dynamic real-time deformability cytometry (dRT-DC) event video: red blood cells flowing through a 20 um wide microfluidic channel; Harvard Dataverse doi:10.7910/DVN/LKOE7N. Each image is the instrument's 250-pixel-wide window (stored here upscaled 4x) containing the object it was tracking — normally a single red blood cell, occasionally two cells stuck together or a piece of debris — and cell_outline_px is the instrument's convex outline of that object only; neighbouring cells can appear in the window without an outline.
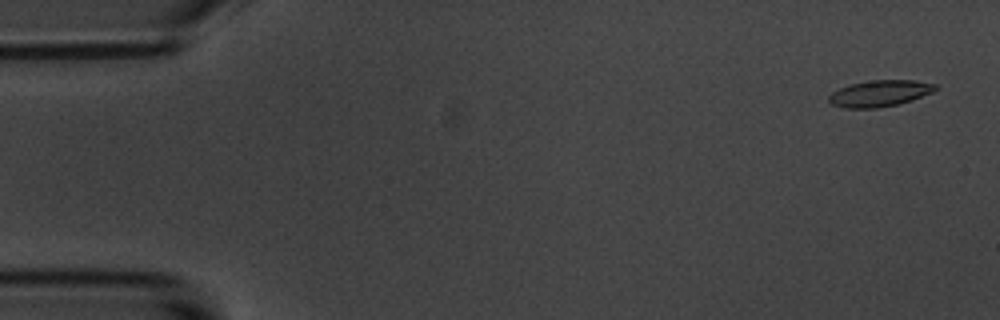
{"species": "common noctule bat (a hibernating species)", "species_latin": "Nyctalus noctula", "temperature_condition": "room temperature", "stored_images_in_passage": 56, "camera_frame_rate_fps": 3000, "um_per_image_px": 0.085, "animal": {"sex": "male", "body_mass_g": 20.1, "forearm_length_mm": 53.5}, "frame": {"image": 1, "passage_image": 3, "time_ms": 0.667, "image_size_px": [1000, 320], "cell_outline_px": [[936, 88], [932, 92], [912, 100], [900, 104], [876, 108], [844, 108], [832, 104], [828, 100], [828, 96], [832, 92], [848, 84], [872, 80], [912, 80], [936, 84]], "centroid_in_image_um": [74.74, 7.94], "position_along_channel_um": 10.3, "area_um2": 16.36}}
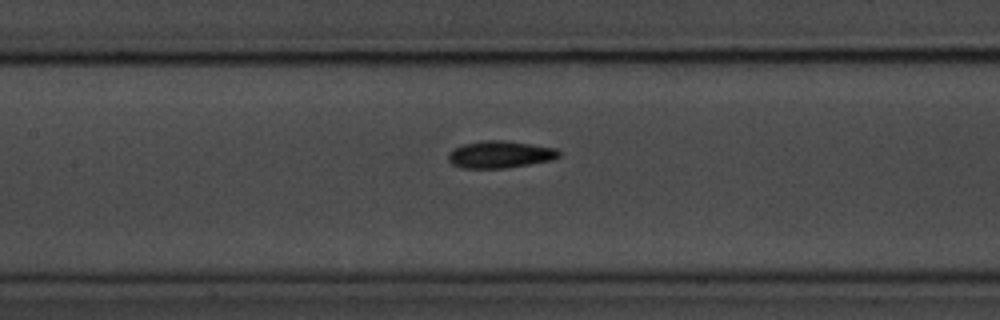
{"frame": {"image": 2, "passage_image": 26, "time_ms": 8.333, "image_size_px": [1000, 320], "cell_outline_px": [[560, 156], [552, 160], [504, 168], [460, 168], [452, 164], [448, 160], [448, 152], [464, 144], [484, 140], [504, 140], [556, 148], [560, 152]], "centroid_in_image_um": [42.49, 13.13], "position_along_channel_um": 164.9, "area_um2": 17.4}}
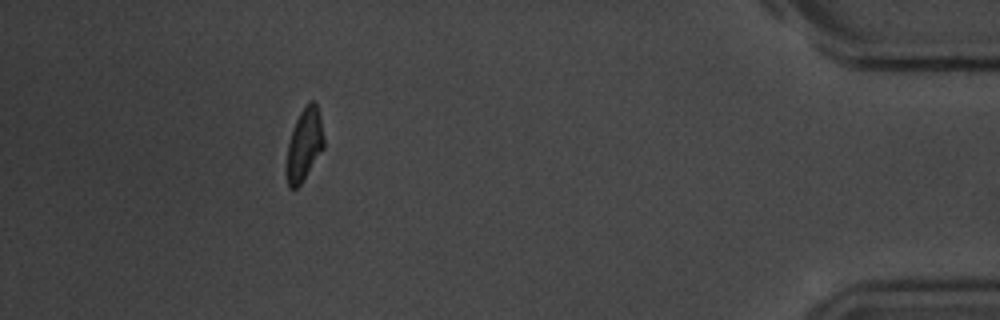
{"frame": {"image": 3, "passage_image": 51, "time_ms": 16.667, "image_size_px": [1000, 320], "cell_outline_px": [[324, 148], [300, 184], [296, 188], [288, 188], [284, 172], [288, 144], [292, 128], [304, 104], [308, 100], [312, 100], [316, 104], [320, 116], [324, 136]], "centroid_in_image_um": [25.83, 12.29], "position_along_channel_um": 409.4, "area_um2": 16.07}, "authors_computed_cell_mechanics": {"area_um2": 16.7331, "velocity_mm_per_s": 3.6067, "shape_relaxation_time_tau1_ms": 2.5797, "shape_relaxation_time_tau2_ms": 4.0749, "deformation_change_tau1": 0.1053, "deformation_change_tau2": 0.0981}}